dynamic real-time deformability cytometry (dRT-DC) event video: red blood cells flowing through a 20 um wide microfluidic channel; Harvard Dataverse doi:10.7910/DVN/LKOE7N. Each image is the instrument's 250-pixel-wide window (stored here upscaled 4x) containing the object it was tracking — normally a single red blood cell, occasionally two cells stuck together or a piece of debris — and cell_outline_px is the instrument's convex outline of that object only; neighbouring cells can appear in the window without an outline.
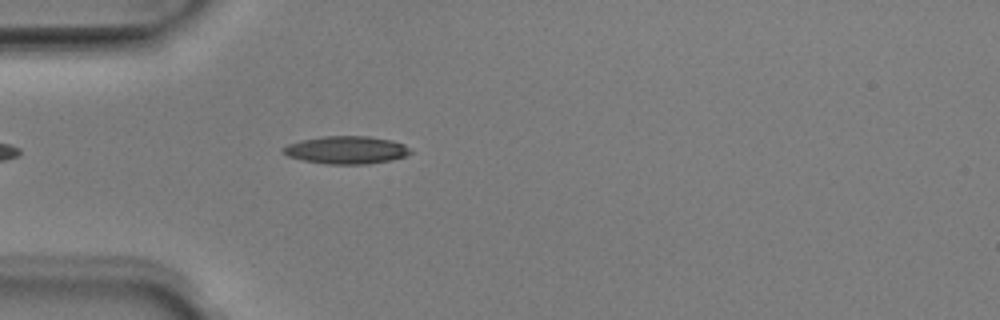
{"species": "Egyptian fruit bat (a non-hibernating species)", "species_latin": "Rousettus aegyptiacus", "temperature_condition": "room temperature", "stored_images_in_passage": 20, "camera_frame_rate_fps": 3000, "um_per_image_px": 0.085, "animal": {"sex": "male"}, "frame": {"image": 1, "passage_image": 5, "time_ms": 1.333, "image_size_px": [1000, 320], "cell_outline_px": [[412, 152], [404, 156], [388, 160], [368, 164], [324, 164], [304, 160], [288, 156], [280, 152], [280, 148], [288, 144], [300, 140], [324, 136], [368, 136], [392, 140], [404, 144], [412, 148]], "centroid_in_image_um": [29.41, 12.74], "position_along_channel_um": 55.6, "area_um2": 20.69}}
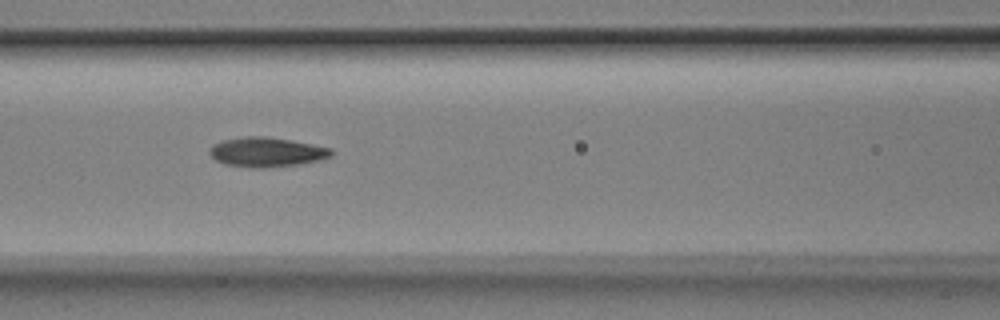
{"frame": {"image": 2, "passage_image": 12, "time_ms": 3.667, "image_size_px": [1000, 320], "cell_outline_px": [[332, 156], [320, 160], [300, 164], [264, 168], [252, 168], [224, 164], [216, 160], [208, 152], [208, 148], [212, 144], [220, 140], [248, 136], [264, 136], [292, 140], [332, 148]], "centroid_in_image_um": [22.64, 12.92], "position_along_channel_um": 144.0, "area_um2": 21.21}}
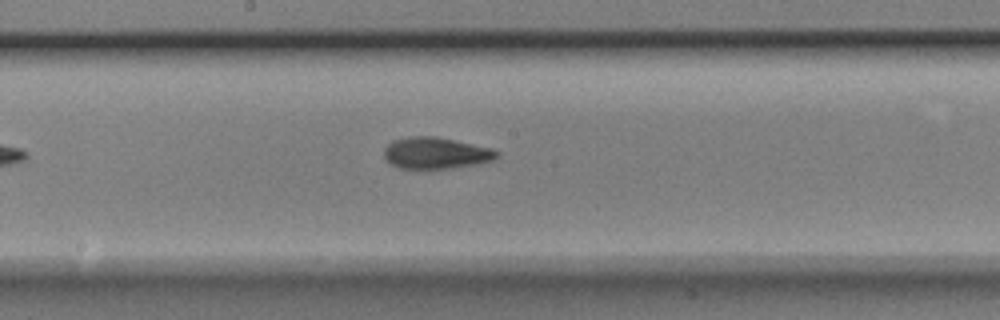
{"frame": {"image": 3, "passage_image": 17, "time_ms": 5.333, "image_size_px": [1000, 320], "cell_outline_px": [[500, 156], [496, 160], [480, 164], [424, 172], [416, 172], [400, 168], [384, 160], [384, 148], [392, 140], [408, 136], [436, 136], [456, 140], [492, 148], [500, 152]], "centroid_in_image_um": [37.05, 13.06], "position_along_channel_um": 211.2, "area_um2": 21.96}}